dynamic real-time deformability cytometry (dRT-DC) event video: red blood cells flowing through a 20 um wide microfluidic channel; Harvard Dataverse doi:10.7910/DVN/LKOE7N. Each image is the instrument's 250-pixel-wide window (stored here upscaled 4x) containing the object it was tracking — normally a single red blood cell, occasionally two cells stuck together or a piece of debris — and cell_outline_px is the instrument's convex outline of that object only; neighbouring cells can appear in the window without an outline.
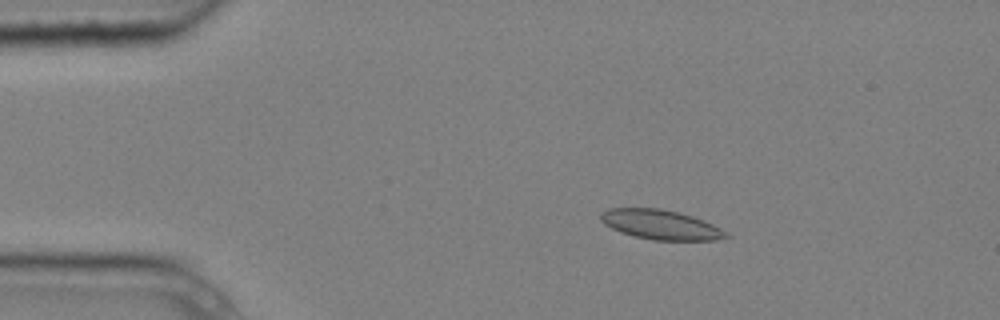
{"species": "common noctule bat (a hibernating species)", "species_latin": "Nyctalus noctula", "temperature_condition": "cold", "stored_images_in_passage": 6, "camera_frame_rate_fps": 3000, "um_per_image_px": 0.085, "animal": {"sex": "male", "body_mass_g": 20.4}, "frame": {"image": 1, "passage_image": 3, "time_ms": 0.667, "image_size_px": [1000, 320], "cell_outline_px": [[732, 236], [716, 240], [652, 240], [620, 232], [604, 224], [600, 220], [600, 212], [608, 208], [660, 208], [680, 212], [704, 220], [720, 228]], "centroid_in_image_um": [56.15, 19.09], "position_along_channel_um": 28.8, "area_um2": 21.73}}
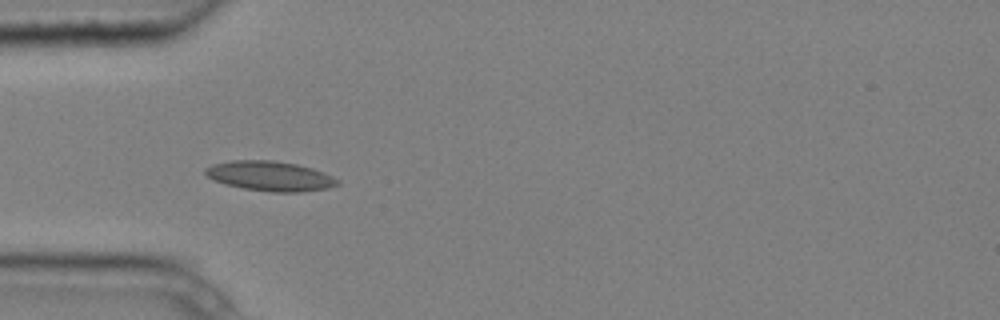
{"frame": {"image": 2, "passage_image": 5, "time_ms": 1.333, "image_size_px": [1000, 320], "cell_outline_px": [[340, 184], [328, 188], [300, 192], [272, 192], [244, 188], [224, 184], [212, 180], [204, 172], [204, 168], [212, 164], [232, 160], [272, 160], [296, 164], [312, 168], [324, 172], [340, 180]], "centroid_in_image_um": [22.95, 14.96], "position_along_channel_um": 62.1, "area_um2": 23.06}}
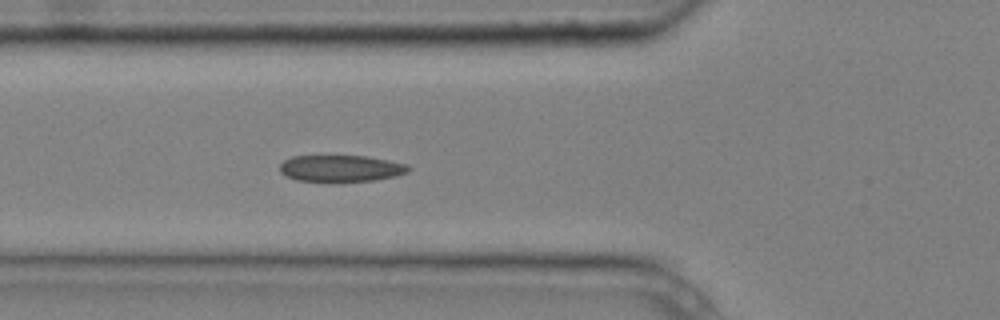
{"frame": {"image": 3, "passage_image": 6, "time_ms": 1.667, "image_size_px": [1000, 320], "cell_outline_px": [[412, 168], [408, 172], [396, 176], [376, 180], [296, 180], [280, 172], [280, 164], [284, 160], [292, 156], [368, 156], [408, 164]], "centroid_in_image_um": [29.02, 14.29], "position_along_channel_um": 96.8, "area_um2": 19.59}}